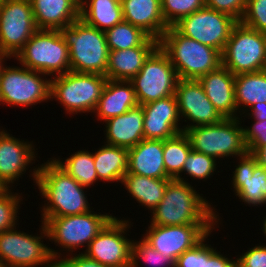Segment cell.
Instances as JSON below:
<instances>
[{"instance_id":"cell-1","label":"cell","mask_w":266,"mask_h":267,"mask_svg":"<svg viewBox=\"0 0 266 267\" xmlns=\"http://www.w3.org/2000/svg\"><path fill=\"white\" fill-rule=\"evenodd\" d=\"M199 191L192 184L171 180L161 202L150 212L149 223L161 226L221 224L223 220L216 205Z\"/></svg>"},{"instance_id":"cell-2","label":"cell","mask_w":266,"mask_h":267,"mask_svg":"<svg viewBox=\"0 0 266 267\" xmlns=\"http://www.w3.org/2000/svg\"><path fill=\"white\" fill-rule=\"evenodd\" d=\"M36 187L44 204L41 217H62L86 213L93 210L88 202L85 187L62 170L52 158L39 164ZM44 205V206H43Z\"/></svg>"},{"instance_id":"cell-3","label":"cell","mask_w":266,"mask_h":267,"mask_svg":"<svg viewBox=\"0 0 266 267\" xmlns=\"http://www.w3.org/2000/svg\"><path fill=\"white\" fill-rule=\"evenodd\" d=\"M114 217L110 212L109 214L97 213L93 208V211L90 210L78 215L41 217L40 222L46 226L49 235L48 241L54 242V245L59 247V250L50 247L52 257L58 261L65 256V253L66 256L71 255L73 252H77V249L80 250L81 247V253H83V249L86 250L90 242Z\"/></svg>"},{"instance_id":"cell-4","label":"cell","mask_w":266,"mask_h":267,"mask_svg":"<svg viewBox=\"0 0 266 267\" xmlns=\"http://www.w3.org/2000/svg\"><path fill=\"white\" fill-rule=\"evenodd\" d=\"M159 47L169 57L179 79L198 80L222 65L218 50L183 36L173 26L164 32Z\"/></svg>"},{"instance_id":"cell-5","label":"cell","mask_w":266,"mask_h":267,"mask_svg":"<svg viewBox=\"0 0 266 267\" xmlns=\"http://www.w3.org/2000/svg\"><path fill=\"white\" fill-rule=\"evenodd\" d=\"M59 31L69 47L72 72L106 76L110 50L104 31L87 25L80 18Z\"/></svg>"},{"instance_id":"cell-6","label":"cell","mask_w":266,"mask_h":267,"mask_svg":"<svg viewBox=\"0 0 266 267\" xmlns=\"http://www.w3.org/2000/svg\"><path fill=\"white\" fill-rule=\"evenodd\" d=\"M106 82L105 75L69 71L51 78L50 100L61 104L71 117L93 114Z\"/></svg>"},{"instance_id":"cell-7","label":"cell","mask_w":266,"mask_h":267,"mask_svg":"<svg viewBox=\"0 0 266 267\" xmlns=\"http://www.w3.org/2000/svg\"><path fill=\"white\" fill-rule=\"evenodd\" d=\"M15 59L17 64L50 78L71 71L69 47L59 30L38 29Z\"/></svg>"},{"instance_id":"cell-8","label":"cell","mask_w":266,"mask_h":267,"mask_svg":"<svg viewBox=\"0 0 266 267\" xmlns=\"http://www.w3.org/2000/svg\"><path fill=\"white\" fill-rule=\"evenodd\" d=\"M192 150L223 159L237 158L247 153L243 125L240 118H224L216 124L201 125L184 131Z\"/></svg>"},{"instance_id":"cell-9","label":"cell","mask_w":266,"mask_h":267,"mask_svg":"<svg viewBox=\"0 0 266 267\" xmlns=\"http://www.w3.org/2000/svg\"><path fill=\"white\" fill-rule=\"evenodd\" d=\"M33 235L29 232L13 229L0 233V264L7 267H56L50 247L44 240H49L46 226ZM19 229V230H18Z\"/></svg>"},{"instance_id":"cell-10","label":"cell","mask_w":266,"mask_h":267,"mask_svg":"<svg viewBox=\"0 0 266 267\" xmlns=\"http://www.w3.org/2000/svg\"><path fill=\"white\" fill-rule=\"evenodd\" d=\"M47 77V78H46ZM51 78L24 66L5 65L0 72V105L26 107L50 100Z\"/></svg>"},{"instance_id":"cell-11","label":"cell","mask_w":266,"mask_h":267,"mask_svg":"<svg viewBox=\"0 0 266 267\" xmlns=\"http://www.w3.org/2000/svg\"><path fill=\"white\" fill-rule=\"evenodd\" d=\"M221 57L222 66L234 75L266 70V34L238 22Z\"/></svg>"},{"instance_id":"cell-12","label":"cell","mask_w":266,"mask_h":267,"mask_svg":"<svg viewBox=\"0 0 266 267\" xmlns=\"http://www.w3.org/2000/svg\"><path fill=\"white\" fill-rule=\"evenodd\" d=\"M130 81L138 104L144 105L173 96L179 77L167 54L158 46Z\"/></svg>"},{"instance_id":"cell-13","label":"cell","mask_w":266,"mask_h":267,"mask_svg":"<svg viewBox=\"0 0 266 267\" xmlns=\"http://www.w3.org/2000/svg\"><path fill=\"white\" fill-rule=\"evenodd\" d=\"M237 23L232 16L205 6L181 18L173 27L183 36L210 46L222 54Z\"/></svg>"},{"instance_id":"cell-14","label":"cell","mask_w":266,"mask_h":267,"mask_svg":"<svg viewBox=\"0 0 266 267\" xmlns=\"http://www.w3.org/2000/svg\"><path fill=\"white\" fill-rule=\"evenodd\" d=\"M131 227L133 222L130 218L115 216L83 253L107 267H130L133 240L127 234Z\"/></svg>"},{"instance_id":"cell-15","label":"cell","mask_w":266,"mask_h":267,"mask_svg":"<svg viewBox=\"0 0 266 267\" xmlns=\"http://www.w3.org/2000/svg\"><path fill=\"white\" fill-rule=\"evenodd\" d=\"M4 129L0 127V183L5 188H16L14 186L29 168V177L36 183L40 165L30 167L40 158L36 144L27 139L20 140Z\"/></svg>"},{"instance_id":"cell-16","label":"cell","mask_w":266,"mask_h":267,"mask_svg":"<svg viewBox=\"0 0 266 267\" xmlns=\"http://www.w3.org/2000/svg\"><path fill=\"white\" fill-rule=\"evenodd\" d=\"M37 30L30 0L0 4V48L12 59Z\"/></svg>"},{"instance_id":"cell-17","label":"cell","mask_w":266,"mask_h":267,"mask_svg":"<svg viewBox=\"0 0 266 267\" xmlns=\"http://www.w3.org/2000/svg\"><path fill=\"white\" fill-rule=\"evenodd\" d=\"M142 238L162 255L169 256L174 262L185 251L193 248L209 232L219 225H172L147 224Z\"/></svg>"},{"instance_id":"cell-18","label":"cell","mask_w":266,"mask_h":267,"mask_svg":"<svg viewBox=\"0 0 266 267\" xmlns=\"http://www.w3.org/2000/svg\"><path fill=\"white\" fill-rule=\"evenodd\" d=\"M175 97L183 132L195 126L216 124L224 119L210 102L198 80L179 79ZM184 118V119H183Z\"/></svg>"},{"instance_id":"cell-19","label":"cell","mask_w":266,"mask_h":267,"mask_svg":"<svg viewBox=\"0 0 266 267\" xmlns=\"http://www.w3.org/2000/svg\"><path fill=\"white\" fill-rule=\"evenodd\" d=\"M236 159L238 162L230 178L236 199L239 198L238 201L249 207L266 206V168L259 165L257 158L248 152Z\"/></svg>"},{"instance_id":"cell-20","label":"cell","mask_w":266,"mask_h":267,"mask_svg":"<svg viewBox=\"0 0 266 267\" xmlns=\"http://www.w3.org/2000/svg\"><path fill=\"white\" fill-rule=\"evenodd\" d=\"M144 139L165 140L183 132L175 95L142 105Z\"/></svg>"},{"instance_id":"cell-21","label":"cell","mask_w":266,"mask_h":267,"mask_svg":"<svg viewBox=\"0 0 266 267\" xmlns=\"http://www.w3.org/2000/svg\"><path fill=\"white\" fill-rule=\"evenodd\" d=\"M206 96L223 118H237L235 75L222 65L198 79Z\"/></svg>"},{"instance_id":"cell-22","label":"cell","mask_w":266,"mask_h":267,"mask_svg":"<svg viewBox=\"0 0 266 267\" xmlns=\"http://www.w3.org/2000/svg\"><path fill=\"white\" fill-rule=\"evenodd\" d=\"M102 124L104 143L130 149L144 139V112L140 104Z\"/></svg>"},{"instance_id":"cell-23","label":"cell","mask_w":266,"mask_h":267,"mask_svg":"<svg viewBox=\"0 0 266 267\" xmlns=\"http://www.w3.org/2000/svg\"><path fill=\"white\" fill-rule=\"evenodd\" d=\"M125 22L160 40L169 28L162 16L161 0H120Z\"/></svg>"},{"instance_id":"cell-24","label":"cell","mask_w":266,"mask_h":267,"mask_svg":"<svg viewBox=\"0 0 266 267\" xmlns=\"http://www.w3.org/2000/svg\"><path fill=\"white\" fill-rule=\"evenodd\" d=\"M127 173L156 179H171L165 171L163 140L143 139L128 149Z\"/></svg>"},{"instance_id":"cell-25","label":"cell","mask_w":266,"mask_h":267,"mask_svg":"<svg viewBox=\"0 0 266 267\" xmlns=\"http://www.w3.org/2000/svg\"><path fill=\"white\" fill-rule=\"evenodd\" d=\"M138 105L131 81L107 79L93 114L103 123Z\"/></svg>"},{"instance_id":"cell-26","label":"cell","mask_w":266,"mask_h":267,"mask_svg":"<svg viewBox=\"0 0 266 267\" xmlns=\"http://www.w3.org/2000/svg\"><path fill=\"white\" fill-rule=\"evenodd\" d=\"M37 29L60 30L80 18L70 0H30Z\"/></svg>"},{"instance_id":"cell-27","label":"cell","mask_w":266,"mask_h":267,"mask_svg":"<svg viewBox=\"0 0 266 267\" xmlns=\"http://www.w3.org/2000/svg\"><path fill=\"white\" fill-rule=\"evenodd\" d=\"M157 47L136 46L124 50L109 51L107 79L130 81L138 74L146 59Z\"/></svg>"},{"instance_id":"cell-28","label":"cell","mask_w":266,"mask_h":267,"mask_svg":"<svg viewBox=\"0 0 266 267\" xmlns=\"http://www.w3.org/2000/svg\"><path fill=\"white\" fill-rule=\"evenodd\" d=\"M172 179H156L152 177L140 176L126 173L121 180L124 190H127L139 206L146 210H154L165 195L166 187Z\"/></svg>"},{"instance_id":"cell-29","label":"cell","mask_w":266,"mask_h":267,"mask_svg":"<svg viewBox=\"0 0 266 267\" xmlns=\"http://www.w3.org/2000/svg\"><path fill=\"white\" fill-rule=\"evenodd\" d=\"M93 151L95 169L99 181L117 184L121 183L122 178L128 169V149L103 143ZM119 182V183H118Z\"/></svg>"},{"instance_id":"cell-30","label":"cell","mask_w":266,"mask_h":267,"mask_svg":"<svg viewBox=\"0 0 266 267\" xmlns=\"http://www.w3.org/2000/svg\"><path fill=\"white\" fill-rule=\"evenodd\" d=\"M237 118L251 106L266 103V70L235 75Z\"/></svg>"},{"instance_id":"cell-31","label":"cell","mask_w":266,"mask_h":267,"mask_svg":"<svg viewBox=\"0 0 266 267\" xmlns=\"http://www.w3.org/2000/svg\"><path fill=\"white\" fill-rule=\"evenodd\" d=\"M80 19L102 31L124 21L120 0H86Z\"/></svg>"},{"instance_id":"cell-32","label":"cell","mask_w":266,"mask_h":267,"mask_svg":"<svg viewBox=\"0 0 266 267\" xmlns=\"http://www.w3.org/2000/svg\"><path fill=\"white\" fill-rule=\"evenodd\" d=\"M52 160L85 188H91V186H95L96 182L97 185L100 182L95 169L93 151L80 149L71 153L66 159L53 156Z\"/></svg>"},{"instance_id":"cell-33","label":"cell","mask_w":266,"mask_h":267,"mask_svg":"<svg viewBox=\"0 0 266 267\" xmlns=\"http://www.w3.org/2000/svg\"><path fill=\"white\" fill-rule=\"evenodd\" d=\"M104 34L110 51L136 46H159L158 40L151 38L142 29L125 21L107 29Z\"/></svg>"},{"instance_id":"cell-34","label":"cell","mask_w":266,"mask_h":267,"mask_svg":"<svg viewBox=\"0 0 266 267\" xmlns=\"http://www.w3.org/2000/svg\"><path fill=\"white\" fill-rule=\"evenodd\" d=\"M191 150L190 140L184 132L163 140L165 171L172 180H175L181 174Z\"/></svg>"},{"instance_id":"cell-35","label":"cell","mask_w":266,"mask_h":267,"mask_svg":"<svg viewBox=\"0 0 266 267\" xmlns=\"http://www.w3.org/2000/svg\"><path fill=\"white\" fill-rule=\"evenodd\" d=\"M218 164L220 165L221 163L214 157L191 150L187 156L181 174L175 180L192 184V182H189V178H186L190 177L193 181L196 180L199 182L202 180L206 182L207 179L209 180L214 176L216 170L217 173H220L217 169L219 166Z\"/></svg>"},{"instance_id":"cell-36","label":"cell","mask_w":266,"mask_h":267,"mask_svg":"<svg viewBox=\"0 0 266 267\" xmlns=\"http://www.w3.org/2000/svg\"><path fill=\"white\" fill-rule=\"evenodd\" d=\"M13 190L15 189L4 188L0 190V233L20 225V204H25V202L23 203L22 193H14Z\"/></svg>"},{"instance_id":"cell-37","label":"cell","mask_w":266,"mask_h":267,"mask_svg":"<svg viewBox=\"0 0 266 267\" xmlns=\"http://www.w3.org/2000/svg\"><path fill=\"white\" fill-rule=\"evenodd\" d=\"M143 263L150 267H175V262L169 256L156 251L141 237L139 241L134 239L131 244L130 267H142Z\"/></svg>"},{"instance_id":"cell-38","label":"cell","mask_w":266,"mask_h":267,"mask_svg":"<svg viewBox=\"0 0 266 267\" xmlns=\"http://www.w3.org/2000/svg\"><path fill=\"white\" fill-rule=\"evenodd\" d=\"M206 6V0H161L162 16L168 26Z\"/></svg>"},{"instance_id":"cell-39","label":"cell","mask_w":266,"mask_h":267,"mask_svg":"<svg viewBox=\"0 0 266 267\" xmlns=\"http://www.w3.org/2000/svg\"><path fill=\"white\" fill-rule=\"evenodd\" d=\"M214 232H209L198 244L193 248L185 251L175 261V267H204V260L217 249L209 244L210 235ZM208 243V244H207Z\"/></svg>"},{"instance_id":"cell-40","label":"cell","mask_w":266,"mask_h":267,"mask_svg":"<svg viewBox=\"0 0 266 267\" xmlns=\"http://www.w3.org/2000/svg\"><path fill=\"white\" fill-rule=\"evenodd\" d=\"M241 24L266 34V0H247Z\"/></svg>"},{"instance_id":"cell-41","label":"cell","mask_w":266,"mask_h":267,"mask_svg":"<svg viewBox=\"0 0 266 267\" xmlns=\"http://www.w3.org/2000/svg\"><path fill=\"white\" fill-rule=\"evenodd\" d=\"M239 118L241 122L247 118L251 120L250 127L243 125V134L247 152L254 154L261 146L266 145V120H252L249 116H239Z\"/></svg>"},{"instance_id":"cell-42","label":"cell","mask_w":266,"mask_h":267,"mask_svg":"<svg viewBox=\"0 0 266 267\" xmlns=\"http://www.w3.org/2000/svg\"><path fill=\"white\" fill-rule=\"evenodd\" d=\"M236 257V267H266V244H256Z\"/></svg>"},{"instance_id":"cell-43","label":"cell","mask_w":266,"mask_h":267,"mask_svg":"<svg viewBox=\"0 0 266 267\" xmlns=\"http://www.w3.org/2000/svg\"><path fill=\"white\" fill-rule=\"evenodd\" d=\"M247 0H206V7L232 16L238 22L241 20Z\"/></svg>"},{"instance_id":"cell-44","label":"cell","mask_w":266,"mask_h":267,"mask_svg":"<svg viewBox=\"0 0 266 267\" xmlns=\"http://www.w3.org/2000/svg\"><path fill=\"white\" fill-rule=\"evenodd\" d=\"M56 267H107L98 261L87 257L84 253L79 252L71 255H65L56 261Z\"/></svg>"},{"instance_id":"cell-45","label":"cell","mask_w":266,"mask_h":267,"mask_svg":"<svg viewBox=\"0 0 266 267\" xmlns=\"http://www.w3.org/2000/svg\"><path fill=\"white\" fill-rule=\"evenodd\" d=\"M234 259H230L224 252L222 254L220 251L215 250L207 260H204V267H236V258Z\"/></svg>"},{"instance_id":"cell-46","label":"cell","mask_w":266,"mask_h":267,"mask_svg":"<svg viewBox=\"0 0 266 267\" xmlns=\"http://www.w3.org/2000/svg\"><path fill=\"white\" fill-rule=\"evenodd\" d=\"M240 116H249L251 119L264 121L266 120V103L254 104Z\"/></svg>"},{"instance_id":"cell-47","label":"cell","mask_w":266,"mask_h":267,"mask_svg":"<svg viewBox=\"0 0 266 267\" xmlns=\"http://www.w3.org/2000/svg\"><path fill=\"white\" fill-rule=\"evenodd\" d=\"M258 164L266 168V145L261 146L254 154Z\"/></svg>"},{"instance_id":"cell-48","label":"cell","mask_w":266,"mask_h":267,"mask_svg":"<svg viewBox=\"0 0 266 267\" xmlns=\"http://www.w3.org/2000/svg\"><path fill=\"white\" fill-rule=\"evenodd\" d=\"M9 59L12 58L0 48V72L2 68L7 64L5 62L8 61Z\"/></svg>"},{"instance_id":"cell-49","label":"cell","mask_w":266,"mask_h":267,"mask_svg":"<svg viewBox=\"0 0 266 267\" xmlns=\"http://www.w3.org/2000/svg\"><path fill=\"white\" fill-rule=\"evenodd\" d=\"M79 10H81L85 3H86V0H70Z\"/></svg>"},{"instance_id":"cell-50","label":"cell","mask_w":266,"mask_h":267,"mask_svg":"<svg viewBox=\"0 0 266 267\" xmlns=\"http://www.w3.org/2000/svg\"><path fill=\"white\" fill-rule=\"evenodd\" d=\"M263 222H262V224H261V226H263V227H261V231L263 232V234H264V238H266V216L263 218V220H262Z\"/></svg>"},{"instance_id":"cell-51","label":"cell","mask_w":266,"mask_h":267,"mask_svg":"<svg viewBox=\"0 0 266 267\" xmlns=\"http://www.w3.org/2000/svg\"><path fill=\"white\" fill-rule=\"evenodd\" d=\"M5 187L0 183V190H3Z\"/></svg>"}]
</instances>
